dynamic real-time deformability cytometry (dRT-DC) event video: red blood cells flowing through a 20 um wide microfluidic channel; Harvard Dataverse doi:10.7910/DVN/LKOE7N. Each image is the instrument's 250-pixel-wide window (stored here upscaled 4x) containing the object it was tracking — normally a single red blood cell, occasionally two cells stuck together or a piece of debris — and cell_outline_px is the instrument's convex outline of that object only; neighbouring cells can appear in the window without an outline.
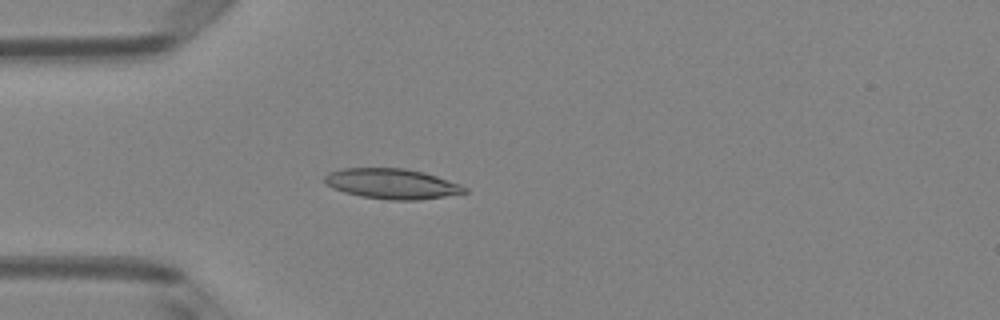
{"species": "Egyptian fruit bat (a non-hibernating species)", "species_latin": "Rousettus aegyptiacus", "temperature_condition": "room temperature", "stored_images_in_passage": 4, "camera_frame_rate_fps": 3000, "um_per_image_px": 0.085, "animal": {"sex": "female"}, "frame": {"image": 1, "passage_image": 4, "time_ms": 1.0, "image_size_px": [1000, 320], "cell_outline_px": [[468, 192], [444, 196], [416, 200], [392, 200], [360, 196], [344, 192], [332, 188], [324, 184], [324, 176], [328, 172], [344, 168], [404, 168], [424, 172], [460, 184], [468, 188]], "centroid_in_image_um": [33.28, 15.61], "position_along_channel_um": 51.7, "area_um2": 24.68}}